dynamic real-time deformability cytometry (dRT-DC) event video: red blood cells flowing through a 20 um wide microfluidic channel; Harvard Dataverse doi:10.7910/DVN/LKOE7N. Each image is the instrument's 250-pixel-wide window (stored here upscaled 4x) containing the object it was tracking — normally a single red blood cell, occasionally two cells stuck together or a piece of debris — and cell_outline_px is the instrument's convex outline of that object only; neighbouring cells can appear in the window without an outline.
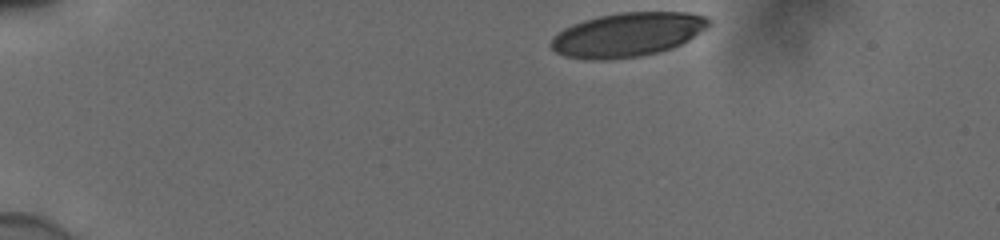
{"species": "human", "species_latin": "Homo sapiens", "temperature_condition": "cold", "stored_images_in_passage": 3, "camera_frame_rate_fps": 3000, "um_per_image_px": 0.085, "donor": {"sex": "male"}, "frame": {"image": 1, "passage_image": 1, "time_ms": 0.0, "image_size_px": [1000, 240], "cell_outline_px": [[712, 24], [708, 28], [688, 40], [672, 48], [660, 52], [640, 56], [564, 56], [556, 52], [548, 44], [552, 36], [564, 28], [572, 24], [584, 20], [600, 16], [620, 12], [688, 12], [704, 16], [712, 20]], "centroid_in_image_um": [53.41, 2.88], "position_along_channel_um": 31.6, "area_um2": 39.54}}